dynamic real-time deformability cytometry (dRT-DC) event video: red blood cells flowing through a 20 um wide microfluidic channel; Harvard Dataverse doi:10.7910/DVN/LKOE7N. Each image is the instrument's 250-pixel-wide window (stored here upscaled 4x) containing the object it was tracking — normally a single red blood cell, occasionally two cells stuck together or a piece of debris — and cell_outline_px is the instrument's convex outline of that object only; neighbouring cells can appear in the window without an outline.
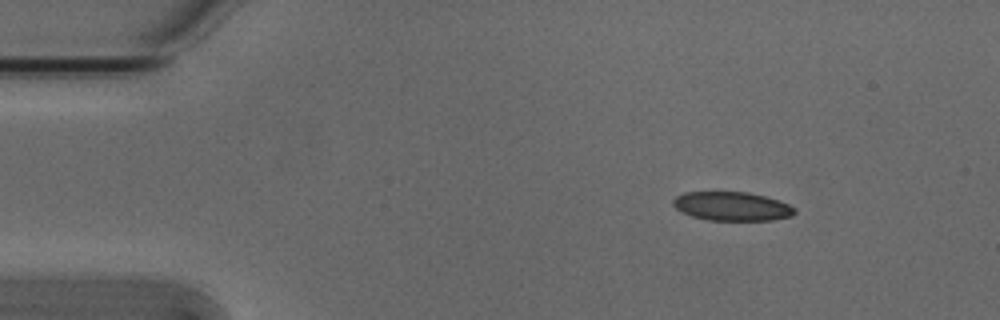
{"species": "Egyptian fruit bat (a non-hibernating species)", "species_latin": "Rousettus aegyptiacus", "temperature_condition": "cold", "stored_images_in_passage": 4, "camera_frame_rate_fps": 3000, "um_per_image_px": 0.085, "animal": {"sex": "male"}, "frame": {"image": 1, "passage_image": 1, "time_ms": 0.0, "image_size_px": [1000, 320], "cell_outline_px": [[796, 212], [792, 216], [772, 220], [708, 220], [692, 216], [676, 208], [672, 204], [672, 200], [676, 196], [684, 192], [748, 192], [764, 196], [788, 204], [796, 208]], "centroid_in_image_um": [62.21, 17.53], "position_along_channel_um": 22.8, "area_um2": 20.35}}
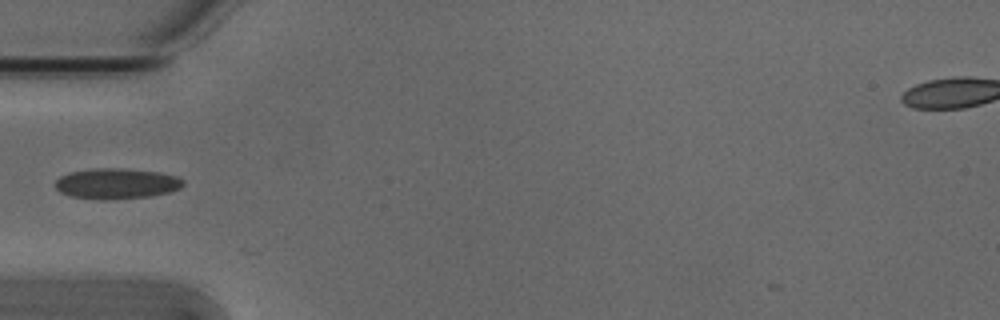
{"frame": {"image": 2, "passage_image": 4, "time_ms": 1.0, "image_size_px": [1000, 320], "cell_outline_px": [[184, 184], [180, 188], [168, 192], [152, 196], [108, 200], [100, 200], [68, 196], [60, 192], [56, 188], [56, 180], [60, 176], [68, 172], [92, 168], [120, 168], [160, 172], [176, 176], [184, 180]], "centroid_in_image_um": [9.88, 15.61], "position_along_channel_um": 75.1, "area_um2": 23.06}}